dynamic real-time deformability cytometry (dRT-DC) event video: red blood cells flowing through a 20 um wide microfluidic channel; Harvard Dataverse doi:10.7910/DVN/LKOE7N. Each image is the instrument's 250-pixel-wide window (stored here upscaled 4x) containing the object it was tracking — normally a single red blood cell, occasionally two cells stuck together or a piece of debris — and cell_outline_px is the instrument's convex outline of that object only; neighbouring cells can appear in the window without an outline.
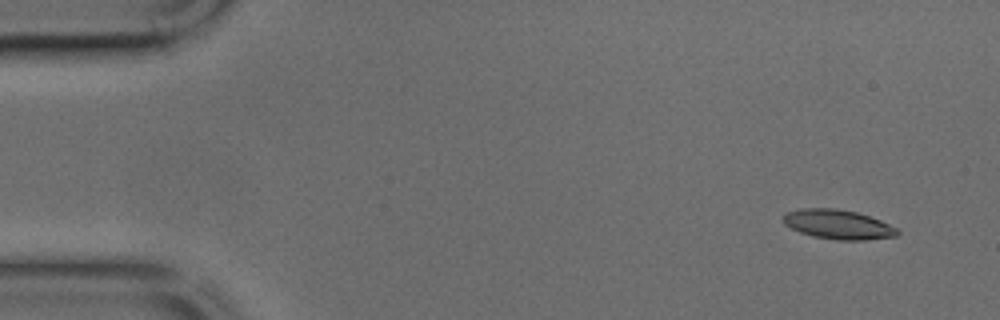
{"species": "common noctule bat (a hibernating species)", "species_latin": "Nyctalus noctula", "temperature_condition": "cold", "stored_images_in_passage": 36, "camera_frame_rate_fps": 3000, "um_per_image_px": 0.085, "animal": {"sex": "male", "body_mass_g": 17.9, "forearm_length_mm": 54.2}, "frame": {"image": 1, "passage_image": 2, "time_ms": 0.333, "image_size_px": [1000, 320], "cell_outline_px": [[900, 232], [896, 236], [864, 240], [836, 240], [812, 236], [800, 232], [784, 224], [784, 216], [788, 212], [804, 208], [836, 208], [856, 212], [880, 220], [896, 228]], "centroid_in_image_um": [71.24, 19.08], "position_along_channel_um": 13.8, "area_um2": 19.36}}
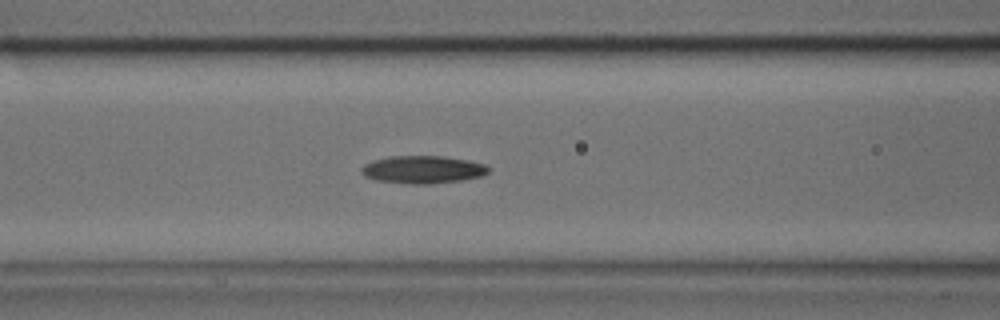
{"frame": {"image": 2, "passage_image": 17, "time_ms": 5.333, "image_size_px": [1000, 320], "cell_outline_px": [[488, 172], [484, 176], [464, 180], [428, 184], [412, 184], [376, 180], [364, 176], [360, 172], [360, 168], [364, 164], [372, 160], [388, 156], [444, 156], [468, 160], [484, 164], [488, 168]], "centroid_in_image_um": [35.91, 14.41], "position_along_channel_um": 130.7, "area_um2": 20.69}}
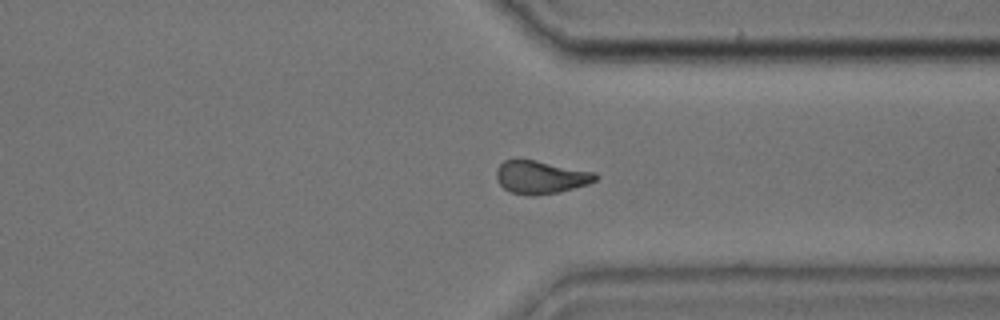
{"frame": {"image": 3, "passage_image": 33, "time_ms": 10.667, "image_size_px": [1000, 320], "cell_outline_px": [[600, 176], [596, 180], [588, 184], [556, 192], [532, 196], [528, 196], [512, 192], [504, 188], [496, 180], [496, 168], [504, 160], [532, 160], [596, 172]], "centroid_in_image_um": [45.95, 15.06], "position_along_channel_um": 365.4, "area_um2": 18.84}}